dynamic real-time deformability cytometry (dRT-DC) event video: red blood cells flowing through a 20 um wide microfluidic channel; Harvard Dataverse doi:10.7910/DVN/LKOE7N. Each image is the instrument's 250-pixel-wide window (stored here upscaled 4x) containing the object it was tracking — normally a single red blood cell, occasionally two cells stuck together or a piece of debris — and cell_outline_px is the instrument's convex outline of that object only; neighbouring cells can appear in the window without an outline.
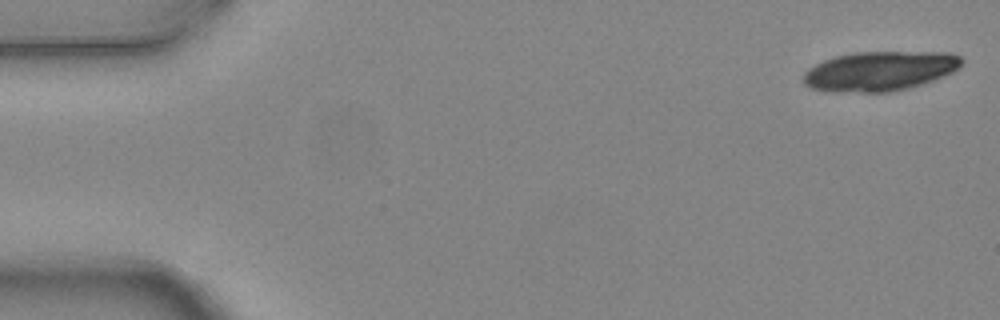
{"species": "common noctule bat (a hibernating species)", "species_latin": "Nyctalus noctula", "temperature_condition": "warm", "stored_images_in_passage": 5, "camera_frame_rate_fps": 3000, "um_per_image_px": 0.085, "animal": {"sex": "female", "body_mass_g": 24.6, "forearm_length_mm": 56.2}, "frame": {"image": 1, "passage_image": 1, "time_ms": 0.0, "image_size_px": [1000, 320], "cell_outline_px": [[964, 60], [952, 72], [944, 76], [908, 88], [888, 92], [832, 92], [812, 88], [804, 84], [804, 72], [808, 68], [824, 60], [836, 56], [852, 52], [948, 52], [960, 56]], "centroid_in_image_um": [74.76, 6.03], "position_along_channel_um": 10.2, "area_um2": 36.41}}